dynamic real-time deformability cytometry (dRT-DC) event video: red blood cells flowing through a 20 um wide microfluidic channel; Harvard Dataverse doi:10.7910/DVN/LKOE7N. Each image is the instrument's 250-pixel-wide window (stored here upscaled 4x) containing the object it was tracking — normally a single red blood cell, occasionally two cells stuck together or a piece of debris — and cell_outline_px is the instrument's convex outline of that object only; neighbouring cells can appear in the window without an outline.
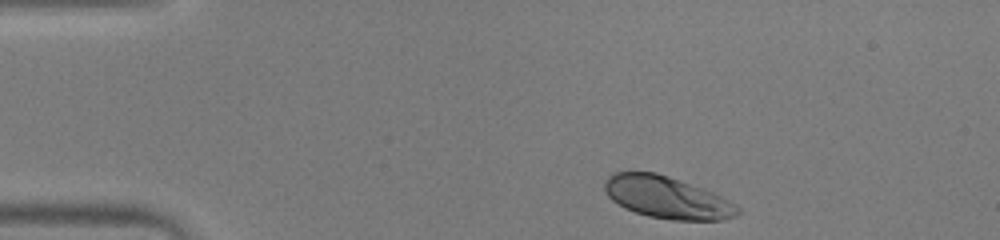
{"species": "human", "species_latin": "Homo sapiens", "temperature_condition": "warm", "stored_images_in_passage": 44, "camera_frame_rate_fps": 3000, "um_per_image_px": 0.085, "donor": {"sex": "male"}, "frame": {"image": 1, "passage_image": 1, "time_ms": 0.0, "image_size_px": [1000, 240], "cell_outline_px": [[740, 212], [736, 216], [724, 220], [672, 220], [648, 216], [624, 208], [612, 200], [608, 196], [604, 188], [604, 180], [612, 172], [656, 172], [704, 188], [736, 204], [740, 208]], "centroid_in_image_um": [56.69, 16.78], "position_along_channel_um": 28.3, "area_um2": 32.71}}
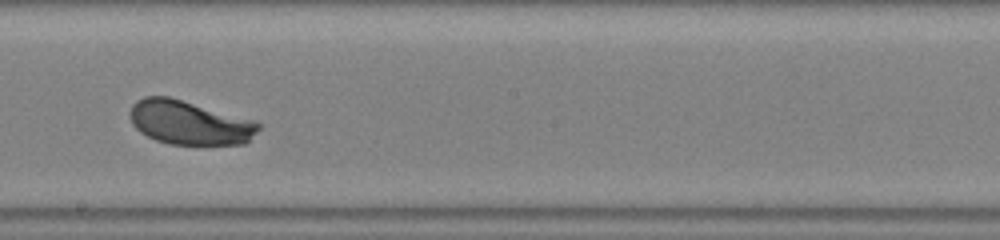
{"frame": {"image": 2, "passage_image": 22, "time_ms": 7.0, "image_size_px": [1000, 240], "cell_outline_px": [[260, 128], [244, 144], [168, 144], [156, 140], [140, 132], [132, 124], [128, 116], [128, 112], [132, 104], [136, 100], [144, 96], [168, 96], [256, 120], [260, 124]], "centroid_in_image_um": [16.06, 10.41], "position_along_channel_um": 232.1, "area_um2": 33.12}}
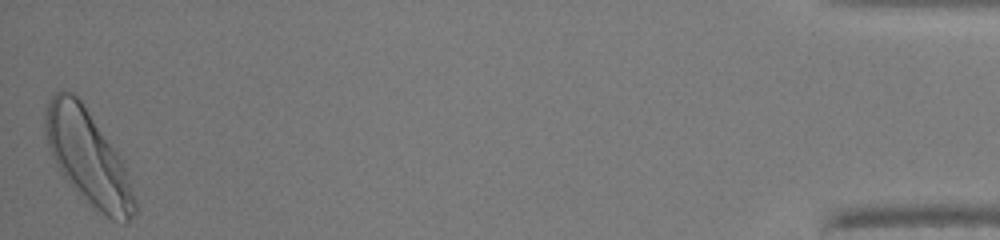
{"frame": {"image": 3, "passage_image": 44, "time_ms": 14.333, "image_size_px": [1000, 240], "cell_outline_px": [[136, 212], [124, 224], [120, 224], [112, 220], [92, 208], [72, 188], [56, 164], [52, 156], [48, 144], [44, 128], [44, 112], [48, 100], [56, 92], [72, 92], [80, 100], [120, 156], [128, 176], [136, 204]], "centroid_in_image_um": [7.47, 13.43], "position_along_channel_um": 427.7, "area_um2": 48.61}, "authors_computed_cell_mechanics": {"area_um2": 33.524, "velocity_mm_per_s": 3.9161, "shape_relaxation_time_tau1_ms": 1.0483, "shape_relaxation_time_tau2_ms": null, "deformation_change_tau1": 0.1133, "deformation_change_tau2": null}}